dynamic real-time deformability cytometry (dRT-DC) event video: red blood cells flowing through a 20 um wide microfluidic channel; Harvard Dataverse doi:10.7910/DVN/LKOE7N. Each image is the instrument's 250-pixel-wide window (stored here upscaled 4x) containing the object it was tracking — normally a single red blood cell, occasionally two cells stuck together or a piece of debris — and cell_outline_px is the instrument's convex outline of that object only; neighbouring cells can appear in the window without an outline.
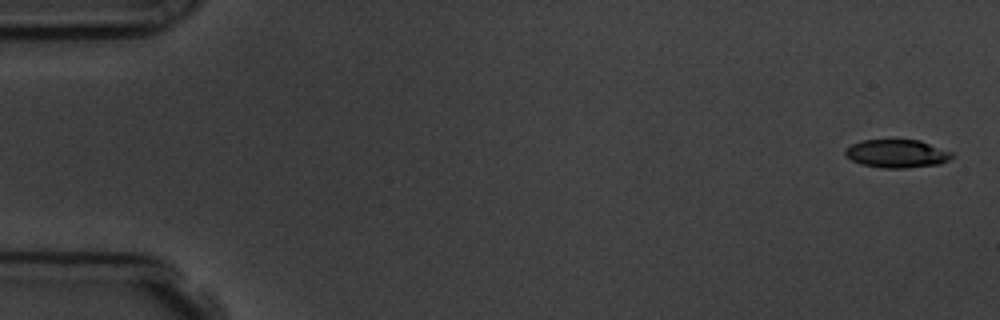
{"species": "common noctule bat (a hibernating species)", "species_latin": "Nyctalus noctula", "temperature_condition": "room temperature", "stored_images_in_passage": 6, "camera_frame_rate_fps": 3000, "um_per_image_px": 0.085, "animal": {"sex": "male", "body_mass_g": 19.5, "forearm_length_mm": 54.6}, "frame": {"image": 1, "passage_image": 1, "time_ms": 0.0, "image_size_px": [1000, 320], "cell_outline_px": [[952, 156], [948, 160], [940, 164], [908, 168], [880, 168], [860, 164], [844, 156], [844, 148], [860, 140], [920, 140], [952, 152]], "centroid_in_image_um": [76.18, 13.06], "position_along_channel_um": 8.8, "area_um2": 17.69}}